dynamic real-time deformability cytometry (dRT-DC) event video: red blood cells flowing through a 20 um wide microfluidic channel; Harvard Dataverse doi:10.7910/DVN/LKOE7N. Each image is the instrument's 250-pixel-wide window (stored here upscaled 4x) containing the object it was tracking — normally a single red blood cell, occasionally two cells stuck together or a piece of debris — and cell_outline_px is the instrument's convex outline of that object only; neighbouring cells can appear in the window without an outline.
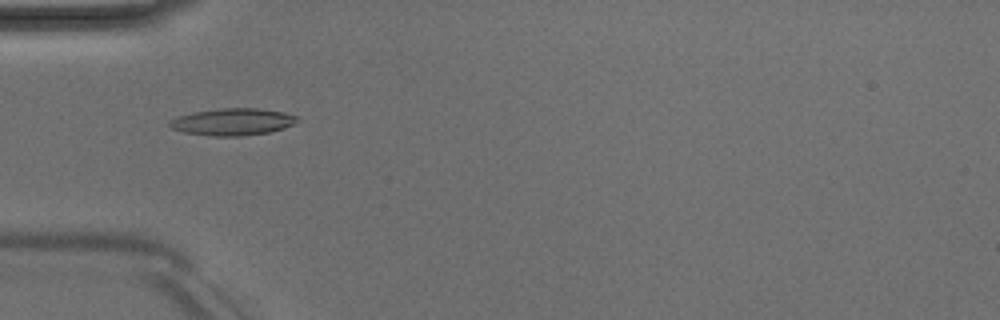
{"species": "Egyptian fruit bat (a non-hibernating species)", "species_latin": "Rousettus aegyptiacus", "temperature_condition": "room temperature", "stored_images_in_passage": 45, "camera_frame_rate_fps": 3000, "um_per_image_px": 0.085, "animal": {"sex": "male"}, "frame": {"image": 1, "passage_image": 11, "time_ms": 3.333, "image_size_px": [1000, 320], "cell_outline_px": [[300, 120], [284, 128], [268, 132], [240, 136], [212, 136], [184, 132], [172, 128], [168, 124], [168, 120], [192, 112], [220, 108], [260, 108], [284, 112], [296, 116]], "centroid_in_image_um": [19.77, 10.35], "position_along_channel_um": 65.2, "area_um2": 20.06}}
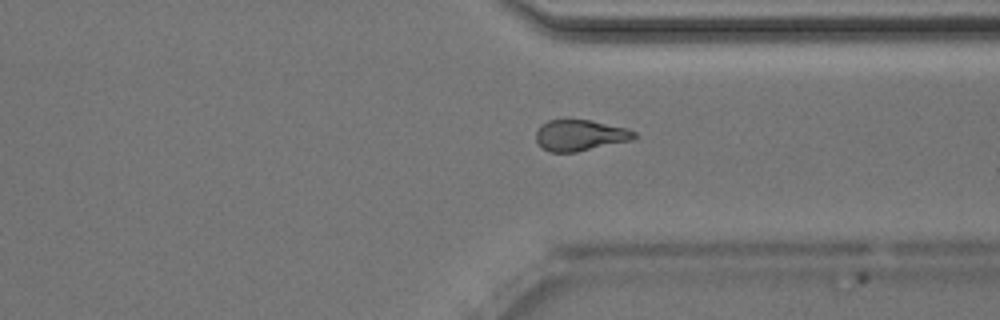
{"frame": {"image": 2, "passage_image": 33, "time_ms": 10.667, "image_size_px": [1000, 320], "cell_outline_px": [[640, 136], [632, 140], [576, 152], [548, 152], [536, 140], [536, 132], [540, 124], [548, 120], [564, 116], [568, 116], [592, 120], [624, 128], [636, 132]], "centroid_in_image_um": [49.28, 11.45], "position_along_channel_um": 362.1, "area_um2": 18.44}}
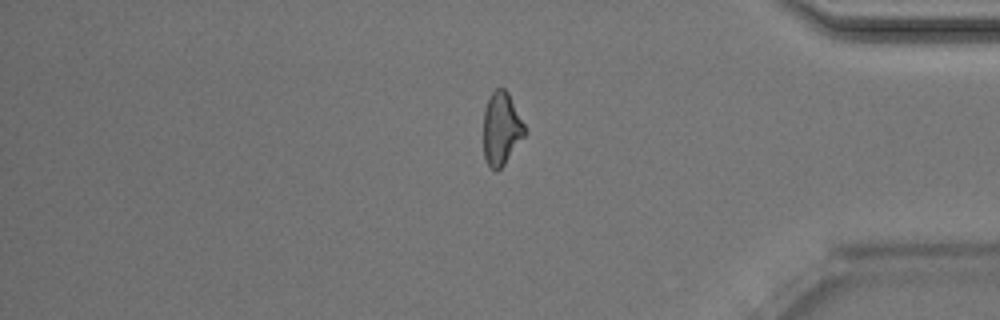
{"frame": {"image": 3, "passage_image": 37, "time_ms": 12.0, "image_size_px": [1000, 320], "cell_outline_px": [[528, 132], [504, 164], [496, 172], [488, 164], [484, 156], [484, 108], [492, 92], [496, 88], [504, 88], [508, 92]], "centroid_in_image_um": [42.63, 10.93], "position_along_channel_um": 392.6, "area_um2": 17.46}, "authors_computed_cell_mechanics": {"area_um2": 18.6694, "velocity_mm_per_s": 4.0577, "shape_relaxation_time_tau1_ms": 4.7281, "shape_relaxation_time_tau2_ms": 3.125, "deformation_change_tau1": 0.1604, "deformation_change_tau2": 0.1033}}